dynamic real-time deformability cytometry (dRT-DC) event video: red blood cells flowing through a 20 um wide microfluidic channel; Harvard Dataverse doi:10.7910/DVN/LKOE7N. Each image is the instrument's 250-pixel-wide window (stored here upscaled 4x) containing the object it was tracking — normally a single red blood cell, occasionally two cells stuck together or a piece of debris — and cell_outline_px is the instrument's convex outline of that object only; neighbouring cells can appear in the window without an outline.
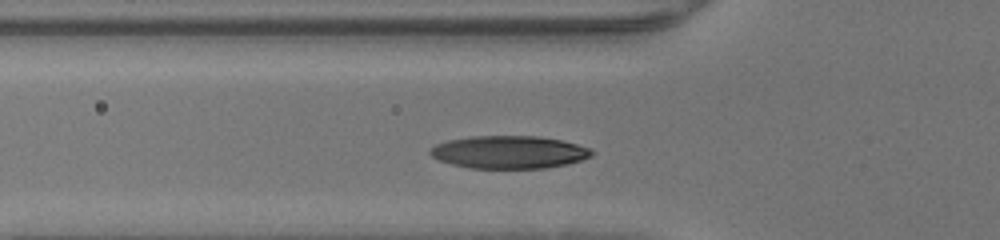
{"species": "human", "species_latin": "Homo sapiens", "temperature_condition": "warm", "stored_images_in_passage": 31, "camera_frame_rate_fps": 3000, "um_per_image_px": 0.085, "donor": {"sex": "male"}, "frame": {"image": 1, "passage_image": 9, "time_ms": 2.667, "image_size_px": [1000, 240], "cell_outline_px": [[596, 152], [592, 156], [580, 160], [564, 164], [544, 168], [468, 168], [452, 164], [440, 160], [432, 156], [428, 152], [436, 144], [448, 140], [472, 136], [536, 136], [560, 140], [592, 148]], "centroid_in_image_um": [43.28, 12.93], "position_along_channel_um": 82.5, "area_um2": 30.69}}
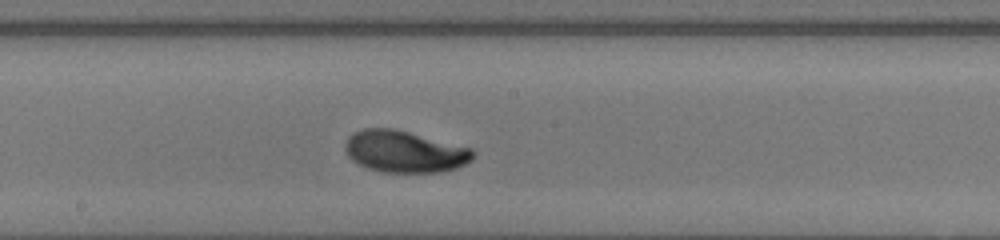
{"frame": {"image": 2, "passage_image": 18, "time_ms": 5.667, "image_size_px": [1000, 240], "cell_outline_px": [[476, 152], [472, 160], [456, 168], [440, 172], [384, 172], [368, 168], [356, 164], [348, 156], [344, 148], [344, 144], [348, 136], [364, 128], [392, 128], [472, 148]], "centroid_in_image_um": [34.37, 12.89], "position_along_channel_um": 213.8, "area_um2": 31.1}}
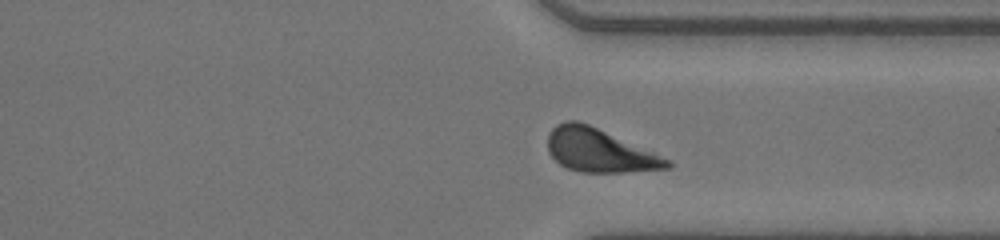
{"frame": {"image": 3, "passage_image": 28, "time_ms": 9.0, "image_size_px": [1000, 240], "cell_outline_px": [[672, 168], [624, 172], [580, 172], [568, 168], [560, 164], [548, 152], [548, 132], [556, 124], [564, 120], [576, 120], [588, 124], [672, 160]], "centroid_in_image_um": [50.94, 12.79], "position_along_channel_um": 360.5, "area_um2": 30.06}}